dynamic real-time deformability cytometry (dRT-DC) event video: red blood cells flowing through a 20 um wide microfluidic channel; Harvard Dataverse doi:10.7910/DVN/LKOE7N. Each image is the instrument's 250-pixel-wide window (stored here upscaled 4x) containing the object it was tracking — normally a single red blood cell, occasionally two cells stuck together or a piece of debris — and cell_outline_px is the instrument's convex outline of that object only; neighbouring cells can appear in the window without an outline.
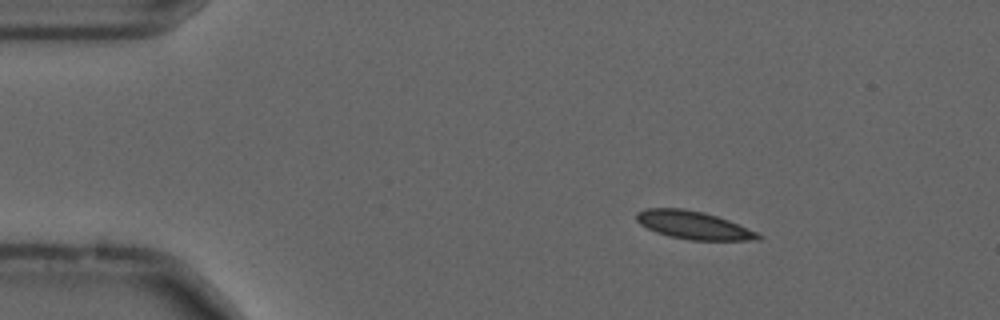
{"species": "common noctule bat (a hibernating species)", "species_latin": "Nyctalus noctula", "temperature_condition": "cold", "stored_images_in_passage": 55, "camera_frame_rate_fps": 3000, "um_per_image_px": 0.085, "animal": {"sex": "male", "forearm_length_mm": 52.5}, "frame": {"image": 1, "passage_image": 8, "time_ms": 2.333, "image_size_px": [1000, 320], "cell_outline_px": [[764, 236], [760, 240], [688, 240], [668, 236], [656, 232], [640, 224], [636, 220], [636, 212], [648, 208], [684, 208], [704, 212], [728, 220], [756, 232]], "centroid_in_image_um": [58.93, 19.14], "position_along_channel_um": 26.1, "area_um2": 19.83}}
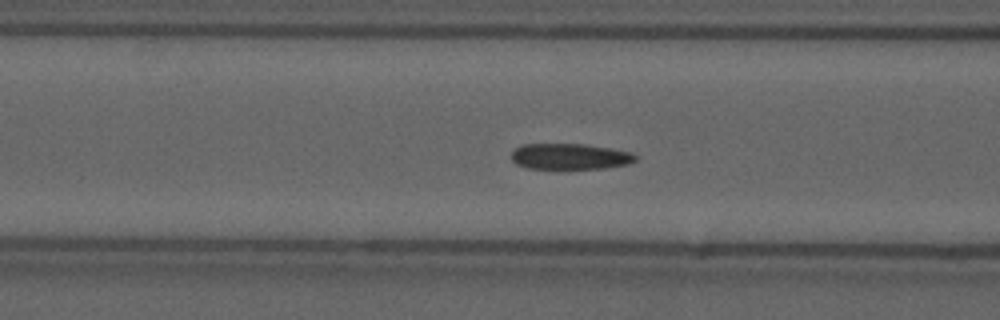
{"frame": {"image": 2, "passage_image": 21, "time_ms": 6.667, "image_size_px": [1000, 320], "cell_outline_px": [[636, 160], [628, 164], [604, 168], [528, 168], [516, 164], [512, 160], [512, 152], [520, 144], [584, 144], [608, 148], [628, 152], [636, 156]], "centroid_in_image_um": [48.4, 13.29], "position_along_channel_um": 118.2, "area_um2": 18.44}}
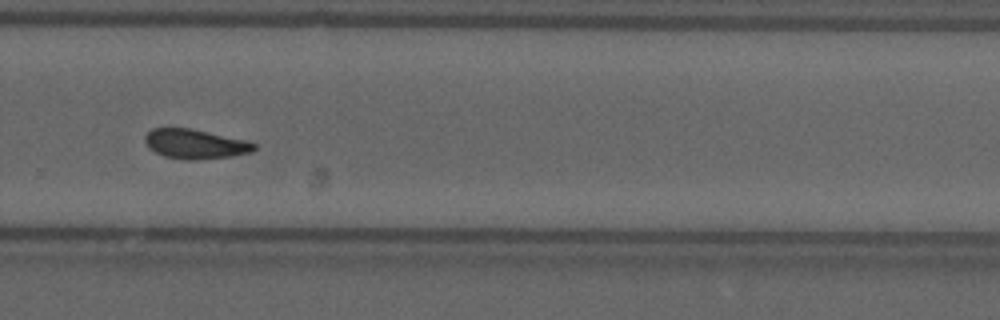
{"frame": {"image": 3, "passage_image": 37, "time_ms": 12.0, "image_size_px": [1000, 320], "cell_outline_px": [[256, 148], [252, 152], [232, 156], [200, 160], [184, 160], [164, 156], [148, 148], [144, 140], [144, 136], [152, 128], [188, 128], [244, 140], [256, 144]], "centroid_in_image_um": [16.56, 12.26], "position_along_channel_um": 313.2, "area_um2": 18.73}, "authors_computed_cell_mechanics": {"area_um2": 18.8428, "velocity_mm_per_s": 3.6637, "shape_relaxation_time_tau1_ms": null, "shape_relaxation_time_tau2_ms": 3.4888, "deformation_change_tau1": null, "deformation_change_tau2": 0.0882}}